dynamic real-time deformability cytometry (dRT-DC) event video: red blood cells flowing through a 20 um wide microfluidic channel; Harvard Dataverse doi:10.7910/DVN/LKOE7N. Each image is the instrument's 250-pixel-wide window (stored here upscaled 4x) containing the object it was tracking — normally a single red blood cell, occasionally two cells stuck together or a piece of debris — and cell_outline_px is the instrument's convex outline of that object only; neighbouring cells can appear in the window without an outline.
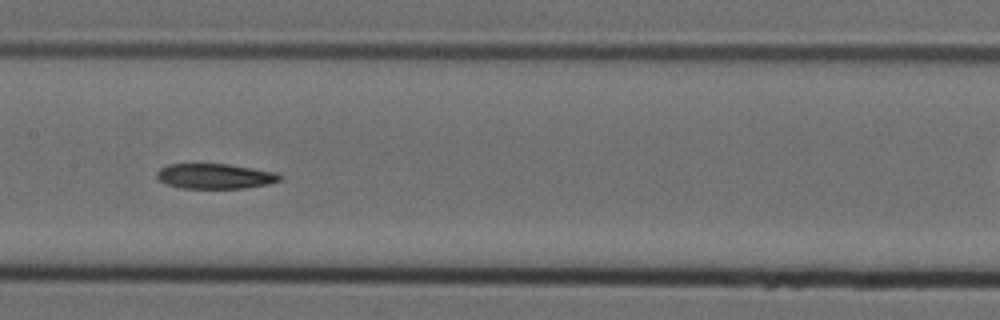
{"species": "Egyptian fruit bat (a non-hibernating species)", "species_latin": "Rousettus aegyptiacus", "temperature_condition": "cold", "stored_images_in_passage": 16, "camera_frame_rate_fps": 3000, "um_per_image_px": 0.085, "animal": {"sex": "female"}, "frame": {"image": 1, "passage_image": 9, "time_ms": 2.667, "image_size_px": [1000, 320], "cell_outline_px": [[284, 176], [280, 180], [268, 184], [244, 188], [180, 188], [168, 184], [160, 180], [156, 176], [156, 172], [160, 168], [168, 164], [228, 164], [280, 172]], "centroid_in_image_um": [18.33, 14.97], "position_along_channel_um": 189.1, "area_um2": 18.15}}
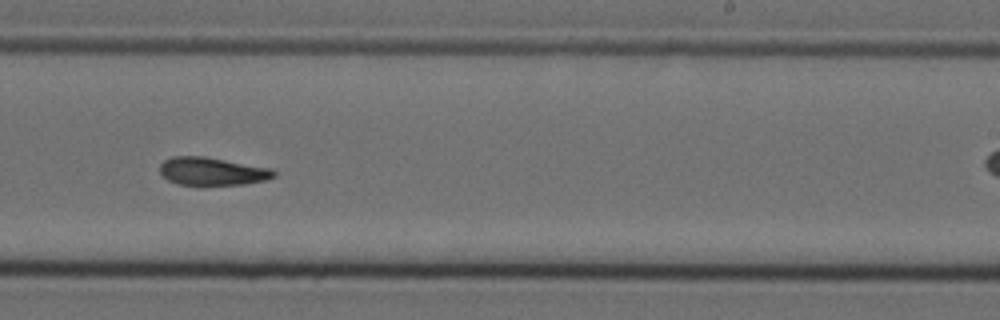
{"frame": {"image": 2, "passage_image": 11, "time_ms": 3.333, "image_size_px": [1000, 320], "cell_outline_px": [[276, 176], [264, 180], [244, 184], [200, 188], [176, 184], [168, 180], [160, 172], [160, 164], [164, 160], [172, 156], [204, 156], [272, 168], [276, 172]], "centroid_in_image_um": [18.01, 14.61], "position_along_channel_um": 271.0, "area_um2": 19.42}}